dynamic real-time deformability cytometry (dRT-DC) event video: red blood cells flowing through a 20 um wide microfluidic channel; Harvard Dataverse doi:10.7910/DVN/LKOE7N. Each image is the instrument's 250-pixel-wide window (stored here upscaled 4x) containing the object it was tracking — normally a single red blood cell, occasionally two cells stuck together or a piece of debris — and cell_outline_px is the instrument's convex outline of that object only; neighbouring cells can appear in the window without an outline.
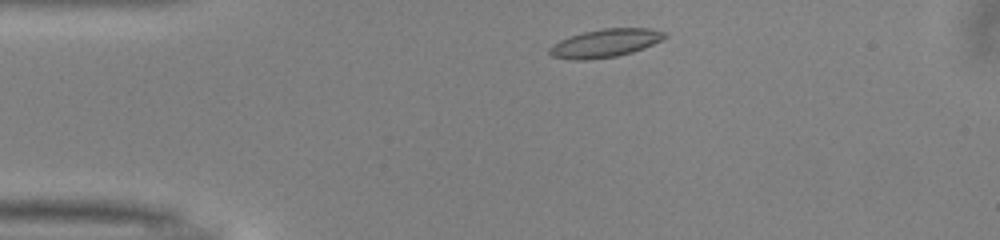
{"species": "common noctule bat (a hibernating species)", "species_latin": "Nyctalus noctula", "temperature_condition": "warm", "stored_images_in_passage": 31, "camera_frame_rate_fps": 3000, "um_per_image_px": 0.085, "animal": {"sex": "male", "body_mass_g": 13.0, "forearm_length_mm": 53.1}, "frame": {"image": 1, "passage_image": 2, "time_ms": 0.333, "image_size_px": [1000, 240], "cell_outline_px": [[668, 36], [644, 48], [632, 52], [616, 56], [584, 60], [572, 60], [552, 56], [548, 52], [548, 48], [552, 44], [560, 40], [584, 32], [604, 28], [648, 28], [668, 32]], "centroid_in_image_um": [51.45, 3.66], "position_along_channel_um": 33.6, "area_um2": 18.84}}
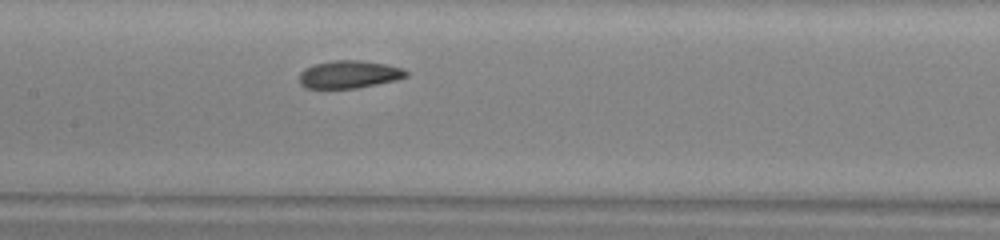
{"frame": {"image": 2, "passage_image": 16, "time_ms": 5.0, "image_size_px": [1000, 240], "cell_outline_px": [[408, 76], [396, 80], [356, 88], [304, 88], [300, 84], [300, 72], [304, 68], [312, 64], [332, 60], [360, 60], [388, 64], [404, 68], [408, 72]], "centroid_in_image_um": [29.67, 6.31], "position_along_channel_um": 177.7, "area_um2": 17.46}}
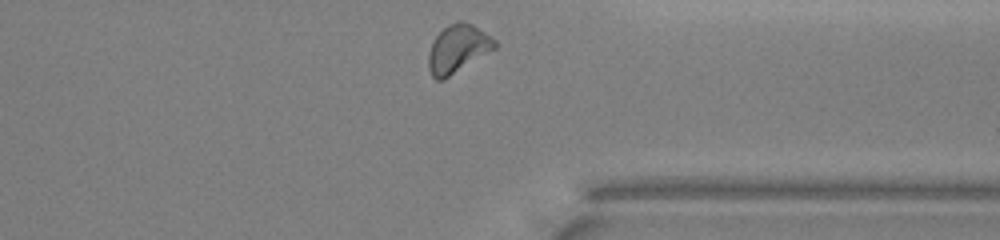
{"frame": {"image": 3, "passage_image": 31, "time_ms": 10.0, "image_size_px": [1000, 240], "cell_outline_px": [[496, 48], [444, 80], [436, 80], [432, 76], [428, 68], [428, 52], [432, 40], [448, 24], [456, 20], [464, 20], [472, 24], [496, 40]], "centroid_in_image_um": [38.89, 4.14], "position_along_channel_um": 372.5, "area_um2": 18.73}, "authors_computed_cell_mechanics": {"area_um2": 17.5712, "velocity_mm_per_s": 3.9802, "shape_relaxation_time_tau1_ms": 4.6756, "shape_relaxation_time_tau2_ms": 2.5484, "deformation_change_tau1": 0.1271, "deformation_change_tau2": 0.097}}